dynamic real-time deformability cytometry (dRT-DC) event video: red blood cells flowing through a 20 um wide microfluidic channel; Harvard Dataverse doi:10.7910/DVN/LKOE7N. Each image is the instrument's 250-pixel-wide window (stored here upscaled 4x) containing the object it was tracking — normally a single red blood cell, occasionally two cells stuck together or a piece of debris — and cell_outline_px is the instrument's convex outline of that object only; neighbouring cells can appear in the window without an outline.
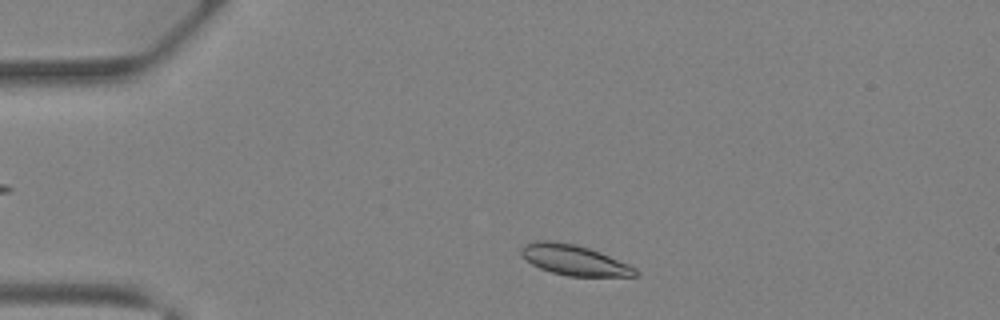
{"species": "Egyptian fruit bat (a non-hibernating species)", "species_latin": "Rousettus aegyptiacus", "temperature_condition": "warm", "stored_images_in_passage": 34, "camera_frame_rate_fps": 3000, "um_per_image_px": 0.085, "animal": {"sex": "female"}, "frame": {"image": 1, "passage_image": 3, "time_ms": 0.667, "image_size_px": [1000, 320], "cell_outline_px": [[640, 276], [568, 276], [552, 272], [540, 268], [532, 264], [520, 252], [520, 248], [524, 244], [536, 240], [548, 240], [576, 244], [600, 252], [628, 264], [636, 268], [640, 272]], "centroid_in_image_um": [48.82, 22.1], "position_along_channel_um": 36.2, "area_um2": 20.17}}
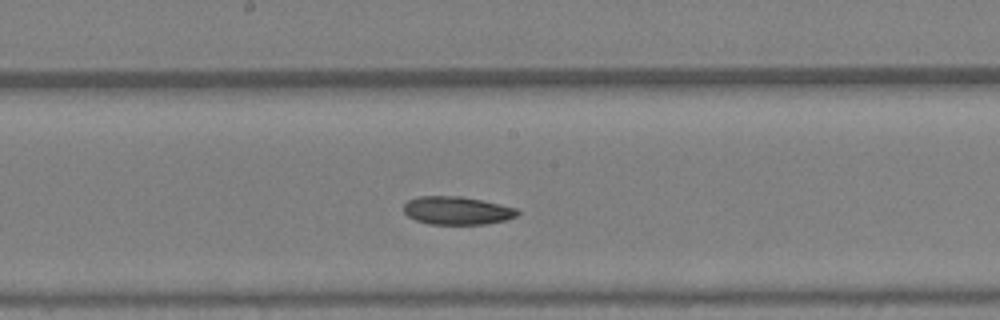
{"frame": {"image": 2, "passage_image": 16, "time_ms": 5.0, "image_size_px": [1000, 320], "cell_outline_px": [[520, 212], [516, 216], [504, 220], [484, 224], [428, 224], [416, 220], [408, 216], [404, 212], [404, 204], [408, 200], [420, 196], [460, 196], [480, 200], [516, 208]], "centroid_in_image_um": [38.81, 17.9], "position_along_channel_um": 209.4, "area_um2": 18.44}}
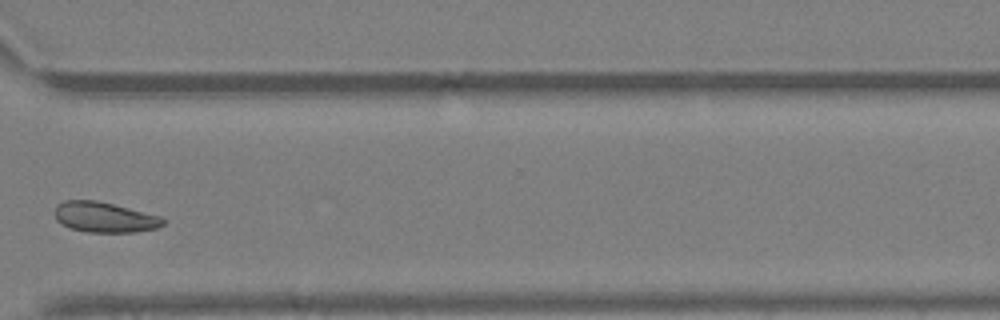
{"frame": {"image": 3, "passage_image": 25, "time_ms": 8.0, "image_size_px": [1000, 320], "cell_outline_px": [[168, 220], [164, 224], [156, 228], [136, 232], [84, 232], [68, 228], [60, 224], [56, 220], [56, 204], [64, 200], [96, 200], [160, 216]], "centroid_in_image_um": [8.86, 18.47], "position_along_channel_um": 361.7, "area_um2": 19.25}}